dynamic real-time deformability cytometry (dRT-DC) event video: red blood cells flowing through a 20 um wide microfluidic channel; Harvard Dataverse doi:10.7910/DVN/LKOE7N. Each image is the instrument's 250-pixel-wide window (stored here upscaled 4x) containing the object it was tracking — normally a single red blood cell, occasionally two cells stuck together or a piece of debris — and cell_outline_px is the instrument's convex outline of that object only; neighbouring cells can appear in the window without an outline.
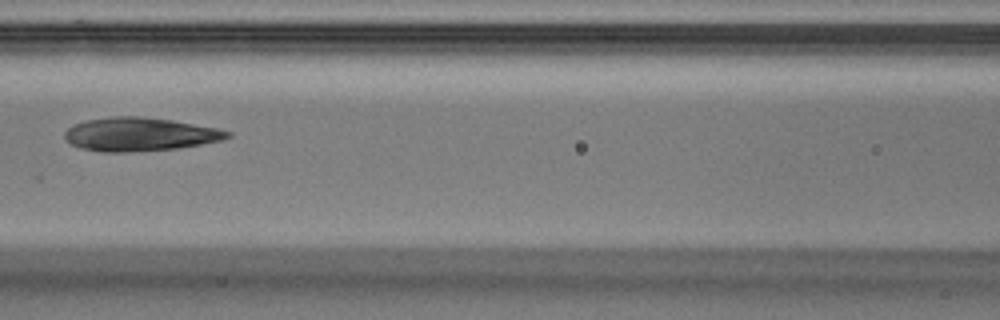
{"species": "Egyptian fruit bat (a non-hibernating species)", "species_latin": "Rousettus aegyptiacus", "temperature_condition": "warm", "stored_images_in_passage": 22, "camera_frame_rate_fps": 3000, "um_per_image_px": 0.085, "animal": {"sex": "male"}, "frame": {"image": 1, "passage_image": 7, "time_ms": 2.0, "image_size_px": [1000, 320], "cell_outline_px": [[232, 136], [224, 140], [176, 148], [128, 152], [100, 152], [80, 148], [72, 144], [64, 136], [64, 132], [68, 128], [84, 120], [112, 116], [136, 116], [172, 120], [216, 128], [232, 132]], "centroid_in_image_um": [11.87, 11.41], "position_along_channel_um": 154.7, "area_um2": 31.67}}